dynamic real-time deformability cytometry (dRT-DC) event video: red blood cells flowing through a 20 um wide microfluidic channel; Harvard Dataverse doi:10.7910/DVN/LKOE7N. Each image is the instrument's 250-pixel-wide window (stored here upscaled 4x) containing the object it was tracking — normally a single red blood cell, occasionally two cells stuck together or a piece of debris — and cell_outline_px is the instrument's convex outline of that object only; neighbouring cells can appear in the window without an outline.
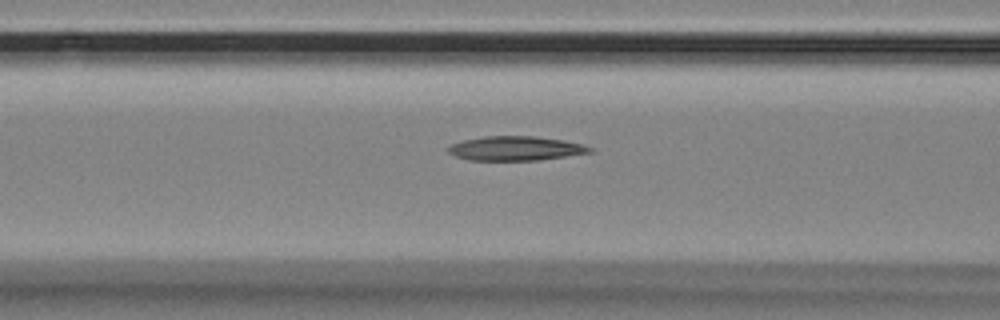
{"species": "Egyptian fruit bat (a non-hibernating species)", "species_latin": "Rousettus aegyptiacus", "temperature_condition": "room temperature", "stored_images_in_passage": 40, "camera_frame_rate_fps": 3000, "um_per_image_px": 0.085, "animal": {"sex": "female"}, "frame": {"image": 1, "passage_image": 14, "time_ms": 4.333, "image_size_px": [1000, 320], "cell_outline_px": [[596, 152], [540, 160], [468, 160], [456, 156], [448, 152], [448, 148], [452, 144], [464, 140], [484, 136], [536, 136], [564, 140], [580, 144], [592, 148]], "centroid_in_image_um": [43.87, 12.61], "position_along_channel_um": 122.7, "area_um2": 20.06}}
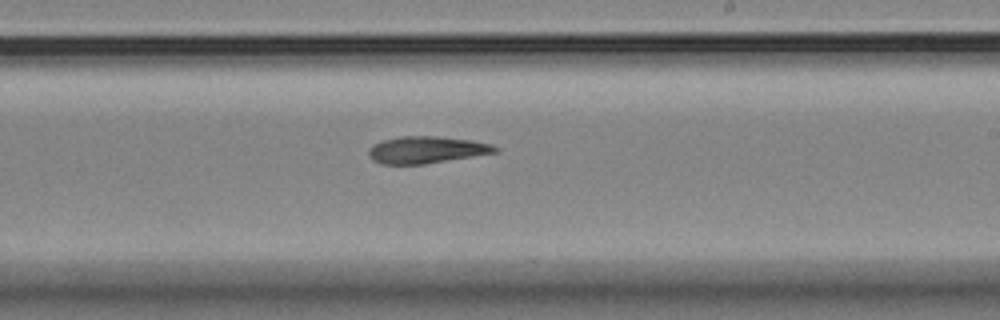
{"frame": {"image": 2, "passage_image": 25, "time_ms": 8.0, "image_size_px": [1000, 320], "cell_outline_px": [[500, 152], [424, 164], [380, 164], [372, 160], [368, 152], [368, 148], [372, 144], [380, 140], [400, 136], [436, 136], [472, 140], [492, 144], [500, 148]], "centroid_in_image_um": [36.25, 12.73], "position_along_channel_um": 252.7, "area_um2": 20.17}}
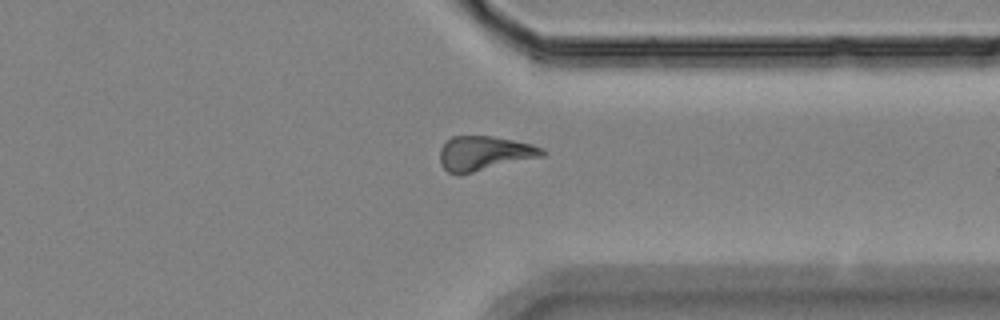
{"frame": {"image": 3, "passage_image": 35, "time_ms": 11.333, "image_size_px": [1000, 320], "cell_outline_px": [[548, 152], [544, 156], [460, 176], [448, 172], [440, 164], [440, 148], [452, 136], [492, 136], [532, 144], [544, 148]], "centroid_in_image_um": [41.19, 13.05], "position_along_channel_um": 370.2, "area_um2": 20.92}}